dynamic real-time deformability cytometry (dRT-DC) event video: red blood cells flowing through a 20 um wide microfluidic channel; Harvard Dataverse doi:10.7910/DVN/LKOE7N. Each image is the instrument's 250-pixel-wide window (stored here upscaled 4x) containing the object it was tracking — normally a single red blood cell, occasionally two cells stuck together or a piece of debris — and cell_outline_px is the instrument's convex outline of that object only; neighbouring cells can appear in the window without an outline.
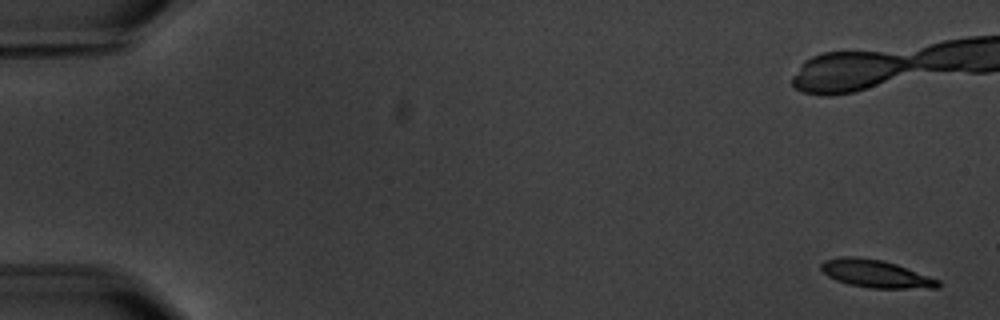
{"species": "common noctule bat (a hibernating species)", "species_latin": "Nyctalus noctula", "temperature_condition": "warm", "stored_images_in_passage": 7, "camera_frame_rate_fps": 3000, "um_per_image_px": 0.085, "animal": {"sex": "male", "body_mass_g": 20.1, "forearm_length_mm": 53.5}, "frame": {"image": 1, "passage_image": 1, "time_ms": 0.0, "image_size_px": [1000, 320], "cell_outline_px": [[940, 288], [872, 288], [848, 284], [836, 280], [828, 276], [820, 268], [820, 264], [824, 260], [840, 256], [856, 256], [884, 260], [896, 264], [940, 280]], "centroid_in_image_um": [74.42, 23.26], "position_along_channel_um": 10.6, "area_um2": 18.96}}